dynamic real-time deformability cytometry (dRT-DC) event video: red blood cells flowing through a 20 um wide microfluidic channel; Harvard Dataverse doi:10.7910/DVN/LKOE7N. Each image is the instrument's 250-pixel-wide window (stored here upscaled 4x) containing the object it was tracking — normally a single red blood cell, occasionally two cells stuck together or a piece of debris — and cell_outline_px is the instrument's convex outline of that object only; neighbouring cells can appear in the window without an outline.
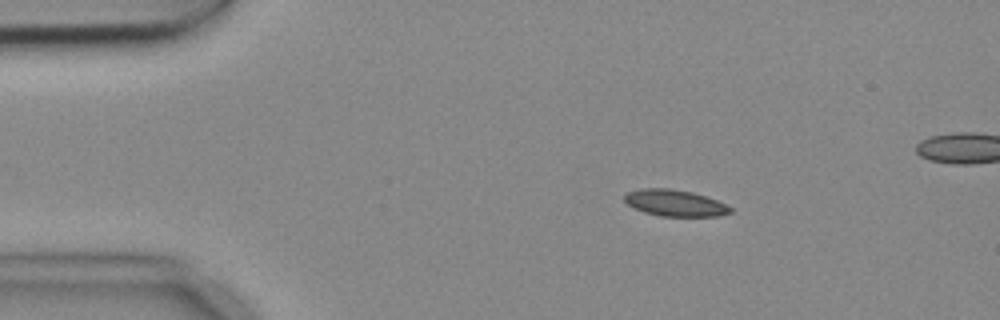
{"species": "common noctule bat (a hibernating species)", "species_latin": "Nyctalus noctula", "temperature_condition": "cold", "stored_images_in_passage": 5, "camera_frame_rate_fps": 3000, "um_per_image_px": 0.085, "animal": {"sex": "female", "body_mass_g": 18.4}, "frame": {"image": 1, "passage_image": 2, "time_ms": 0.333, "image_size_px": [1000, 320], "cell_outline_px": [[732, 212], [720, 216], [660, 216], [644, 212], [628, 204], [624, 200], [624, 196], [628, 192], [644, 188], [668, 188], [692, 192], [716, 200], [732, 208]], "centroid_in_image_um": [57.37, 17.26], "position_along_channel_um": 27.6, "area_um2": 16.13}}